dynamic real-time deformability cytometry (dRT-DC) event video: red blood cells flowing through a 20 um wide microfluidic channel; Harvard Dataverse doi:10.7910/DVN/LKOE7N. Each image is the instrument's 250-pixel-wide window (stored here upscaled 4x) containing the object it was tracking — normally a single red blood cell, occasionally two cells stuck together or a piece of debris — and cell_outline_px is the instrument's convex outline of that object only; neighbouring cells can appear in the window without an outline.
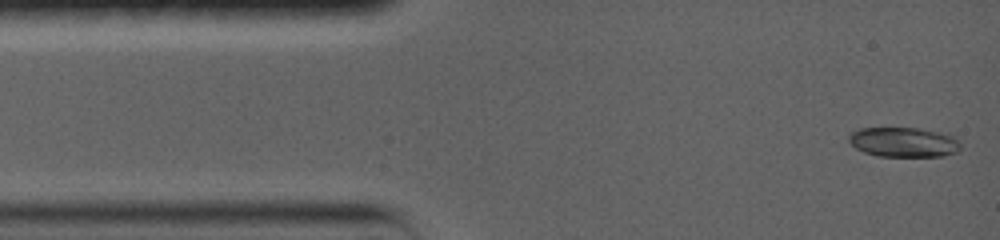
{"species": "common noctule bat (a hibernating species)", "species_latin": "Nyctalus noctula", "temperature_condition": "warm", "stored_images_in_passage": 6, "camera_frame_rate_fps": 5000, "um_per_image_px": 0.085, "animal": {"sex": "female", "body_mass_g": 19.0, "forearm_length_mm": 56.7}, "frame": {"image": 1, "passage_image": 1, "time_ms": 0.0, "image_size_px": [1000, 240], "cell_outline_px": [[960, 148], [956, 152], [944, 156], [880, 156], [864, 152], [856, 148], [848, 140], [848, 132], [860, 128], [916, 128], [936, 132], [952, 136], [960, 144]], "centroid_in_image_um": [76.75, 12.08], "position_along_channel_um": 8.3, "area_um2": 19.19}}
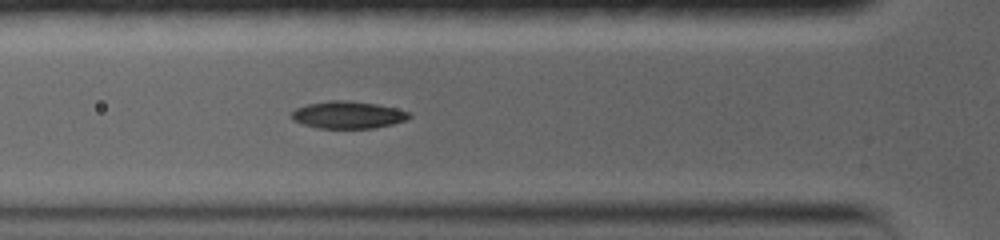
{"frame": {"image": 2, "passage_image": 5, "time_ms": 4.2, "image_size_px": [1000, 240], "cell_outline_px": [[412, 116], [408, 120], [376, 128], [316, 128], [292, 120], [292, 112], [296, 108], [308, 104], [328, 100], [344, 100], [376, 104], [396, 108], [408, 112]], "centroid_in_image_um": [29.59, 9.77], "position_along_channel_um": 96.2, "area_um2": 18.67}}
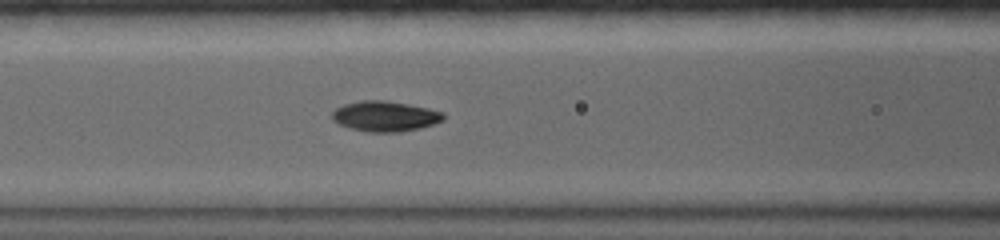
{"frame": {"image": 3, "passage_image": 6, "time_ms": 5.2, "image_size_px": [1000, 240], "cell_outline_px": [[444, 120], [420, 128], [400, 132], [368, 132], [348, 128], [332, 120], [332, 112], [336, 108], [344, 104], [360, 100], [384, 100], [408, 104], [428, 108], [444, 112]], "centroid_in_image_um": [32.71, 9.88], "position_along_channel_um": 133.9, "area_um2": 19.77}}